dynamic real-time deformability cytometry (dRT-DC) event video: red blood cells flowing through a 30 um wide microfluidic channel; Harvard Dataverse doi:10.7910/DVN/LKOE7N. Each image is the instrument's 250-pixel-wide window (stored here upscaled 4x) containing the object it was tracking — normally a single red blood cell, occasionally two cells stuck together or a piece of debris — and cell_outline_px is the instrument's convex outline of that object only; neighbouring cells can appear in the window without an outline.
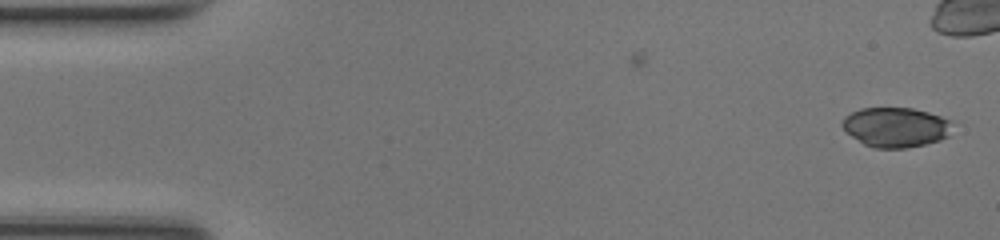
{"species": "common noctule bat (a hibernating species)", "species_latin": "Nyctalus noctula", "temperature_condition": "room temperature", "stored_images_in_passage": 32, "camera_frame_rate_fps": 3000, "um_per_image_px": 0.085, "animal": {"sex": "female", "body_mass_g": 17.0, "forearm_length_mm": 48.0}, "frame": {"image": 1, "passage_image": 1, "time_ms": 0.0, "image_size_px": [1000, 240], "cell_outline_px": [[952, 120], [948, 136], [940, 140], [924, 144], [904, 148], [876, 148], [864, 144], [852, 136], [840, 124], [844, 116], [860, 108], [912, 108], [928, 112]], "centroid_in_image_um": [76.13, 10.8], "position_along_channel_um": 8.9, "area_um2": 25.37}}